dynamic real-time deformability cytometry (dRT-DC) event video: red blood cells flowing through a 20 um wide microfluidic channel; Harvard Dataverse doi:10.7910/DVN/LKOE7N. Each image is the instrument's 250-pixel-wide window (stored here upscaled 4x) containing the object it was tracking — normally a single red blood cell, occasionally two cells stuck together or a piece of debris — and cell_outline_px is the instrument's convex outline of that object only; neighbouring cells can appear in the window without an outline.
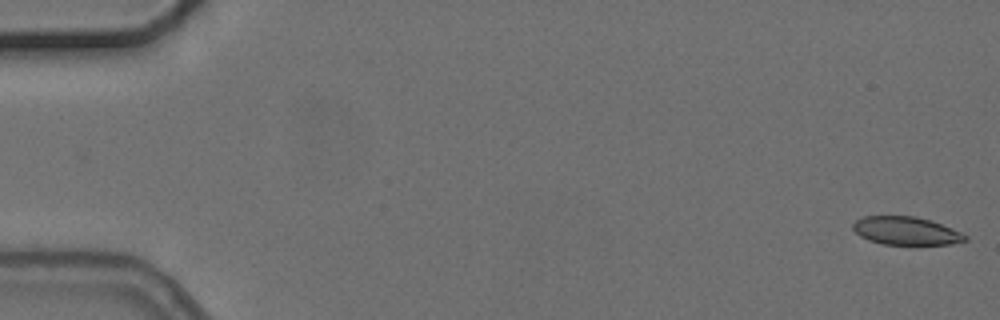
{"species": "common noctule bat (a hibernating species)", "species_latin": "Nyctalus noctula", "temperature_condition": "cold", "stored_images_in_passage": 7, "camera_frame_rate_fps": 3000, "um_per_image_px": 0.085, "animal": {"sex": "female", "body_mass_g": 24.6, "forearm_length_mm": 56.2}, "frame": {"image": 1, "passage_image": 1, "time_ms": 0.0, "image_size_px": [1000, 320], "cell_outline_px": [[968, 240], [952, 244], [884, 244], [868, 240], [860, 236], [852, 228], [852, 224], [856, 220], [864, 216], [916, 216], [932, 220], [960, 232], [968, 236]], "centroid_in_image_um": [77.01, 19.61], "position_along_channel_um": 8.0, "area_um2": 18.38}}